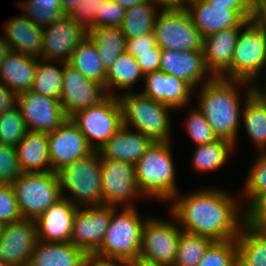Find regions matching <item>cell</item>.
<instances>
[{
	"mask_svg": "<svg viewBox=\"0 0 266 266\" xmlns=\"http://www.w3.org/2000/svg\"><path fill=\"white\" fill-rule=\"evenodd\" d=\"M177 193L170 201V214L182 231L206 236L214 241L235 239L245 223V210L227 191L206 188ZM242 213H241V212Z\"/></svg>",
	"mask_w": 266,
	"mask_h": 266,
	"instance_id": "6da1fadb",
	"label": "cell"
},
{
	"mask_svg": "<svg viewBox=\"0 0 266 266\" xmlns=\"http://www.w3.org/2000/svg\"><path fill=\"white\" fill-rule=\"evenodd\" d=\"M250 84L244 80L213 77L201 85L196 94L198 109L203 113L218 139L237 143L241 116V99L238 84ZM241 106V107H240Z\"/></svg>",
	"mask_w": 266,
	"mask_h": 266,
	"instance_id": "7a4b0ae2",
	"label": "cell"
},
{
	"mask_svg": "<svg viewBox=\"0 0 266 266\" xmlns=\"http://www.w3.org/2000/svg\"><path fill=\"white\" fill-rule=\"evenodd\" d=\"M170 142H153L135 164L136 181L143 195L169 202L177 193Z\"/></svg>",
	"mask_w": 266,
	"mask_h": 266,
	"instance_id": "3957f363",
	"label": "cell"
},
{
	"mask_svg": "<svg viewBox=\"0 0 266 266\" xmlns=\"http://www.w3.org/2000/svg\"><path fill=\"white\" fill-rule=\"evenodd\" d=\"M121 108L122 125L131 129L130 125L153 142H170L171 106L146 97L139 93L125 92L117 95Z\"/></svg>",
	"mask_w": 266,
	"mask_h": 266,
	"instance_id": "277c9868",
	"label": "cell"
},
{
	"mask_svg": "<svg viewBox=\"0 0 266 266\" xmlns=\"http://www.w3.org/2000/svg\"><path fill=\"white\" fill-rule=\"evenodd\" d=\"M61 197L76 207L102 205L101 156L93 151L88 156L73 161L56 171ZM69 191L67 198L64 191Z\"/></svg>",
	"mask_w": 266,
	"mask_h": 266,
	"instance_id": "5b68a950",
	"label": "cell"
},
{
	"mask_svg": "<svg viewBox=\"0 0 266 266\" xmlns=\"http://www.w3.org/2000/svg\"><path fill=\"white\" fill-rule=\"evenodd\" d=\"M137 208L123 207L112 213L102 245L96 254L119 260L126 265L139 259L142 229L146 220L139 217Z\"/></svg>",
	"mask_w": 266,
	"mask_h": 266,
	"instance_id": "8992f818",
	"label": "cell"
},
{
	"mask_svg": "<svg viewBox=\"0 0 266 266\" xmlns=\"http://www.w3.org/2000/svg\"><path fill=\"white\" fill-rule=\"evenodd\" d=\"M18 209L24 219L37 218L51 205L60 200V186L57 173H22L12 183Z\"/></svg>",
	"mask_w": 266,
	"mask_h": 266,
	"instance_id": "52a82bcc",
	"label": "cell"
},
{
	"mask_svg": "<svg viewBox=\"0 0 266 266\" xmlns=\"http://www.w3.org/2000/svg\"><path fill=\"white\" fill-rule=\"evenodd\" d=\"M70 119L94 151H98L122 126L120 104L117 96L113 95H108L100 103L75 113Z\"/></svg>",
	"mask_w": 266,
	"mask_h": 266,
	"instance_id": "ba28073f",
	"label": "cell"
},
{
	"mask_svg": "<svg viewBox=\"0 0 266 266\" xmlns=\"http://www.w3.org/2000/svg\"><path fill=\"white\" fill-rule=\"evenodd\" d=\"M265 66L266 33L249 20L240 29L237 38L232 60V79L256 85L255 82Z\"/></svg>",
	"mask_w": 266,
	"mask_h": 266,
	"instance_id": "9c48e42d",
	"label": "cell"
},
{
	"mask_svg": "<svg viewBox=\"0 0 266 266\" xmlns=\"http://www.w3.org/2000/svg\"><path fill=\"white\" fill-rule=\"evenodd\" d=\"M153 31L161 49L203 50V37L185 8L159 10Z\"/></svg>",
	"mask_w": 266,
	"mask_h": 266,
	"instance_id": "30bf717a",
	"label": "cell"
},
{
	"mask_svg": "<svg viewBox=\"0 0 266 266\" xmlns=\"http://www.w3.org/2000/svg\"><path fill=\"white\" fill-rule=\"evenodd\" d=\"M171 216L173 222L153 217L146 219L138 260L155 265L174 266L182 230L174 216Z\"/></svg>",
	"mask_w": 266,
	"mask_h": 266,
	"instance_id": "8fae6325",
	"label": "cell"
},
{
	"mask_svg": "<svg viewBox=\"0 0 266 266\" xmlns=\"http://www.w3.org/2000/svg\"><path fill=\"white\" fill-rule=\"evenodd\" d=\"M102 203L117 207H134L132 200L144 195L138 188L135 165L101 158ZM133 198V199H132Z\"/></svg>",
	"mask_w": 266,
	"mask_h": 266,
	"instance_id": "7c38bea8",
	"label": "cell"
},
{
	"mask_svg": "<svg viewBox=\"0 0 266 266\" xmlns=\"http://www.w3.org/2000/svg\"><path fill=\"white\" fill-rule=\"evenodd\" d=\"M16 105L28 131L50 133L68 119L60 100L32 90L17 95Z\"/></svg>",
	"mask_w": 266,
	"mask_h": 266,
	"instance_id": "4fadbf2b",
	"label": "cell"
},
{
	"mask_svg": "<svg viewBox=\"0 0 266 266\" xmlns=\"http://www.w3.org/2000/svg\"><path fill=\"white\" fill-rule=\"evenodd\" d=\"M61 64L63 84L60 102L68 118L100 103L108 96L102 84L86 78L68 62H61Z\"/></svg>",
	"mask_w": 266,
	"mask_h": 266,
	"instance_id": "5bb4252c",
	"label": "cell"
},
{
	"mask_svg": "<svg viewBox=\"0 0 266 266\" xmlns=\"http://www.w3.org/2000/svg\"><path fill=\"white\" fill-rule=\"evenodd\" d=\"M116 208L106 204L78 207L69 242L86 253H95L102 245L112 213Z\"/></svg>",
	"mask_w": 266,
	"mask_h": 266,
	"instance_id": "9a60e30c",
	"label": "cell"
},
{
	"mask_svg": "<svg viewBox=\"0 0 266 266\" xmlns=\"http://www.w3.org/2000/svg\"><path fill=\"white\" fill-rule=\"evenodd\" d=\"M88 32L68 15L43 28L41 58L58 63L69 62L72 52L86 39Z\"/></svg>",
	"mask_w": 266,
	"mask_h": 266,
	"instance_id": "2e32d148",
	"label": "cell"
},
{
	"mask_svg": "<svg viewBox=\"0 0 266 266\" xmlns=\"http://www.w3.org/2000/svg\"><path fill=\"white\" fill-rule=\"evenodd\" d=\"M37 242L35 220L22 218L8 223L0 237V260L10 266H28Z\"/></svg>",
	"mask_w": 266,
	"mask_h": 266,
	"instance_id": "e0dca14e",
	"label": "cell"
},
{
	"mask_svg": "<svg viewBox=\"0 0 266 266\" xmlns=\"http://www.w3.org/2000/svg\"><path fill=\"white\" fill-rule=\"evenodd\" d=\"M47 137L49 159L54 172L94 151L70 118L53 132L47 133Z\"/></svg>",
	"mask_w": 266,
	"mask_h": 266,
	"instance_id": "ac0fdd59",
	"label": "cell"
},
{
	"mask_svg": "<svg viewBox=\"0 0 266 266\" xmlns=\"http://www.w3.org/2000/svg\"><path fill=\"white\" fill-rule=\"evenodd\" d=\"M159 70L183 79L194 89L213 78L206 67L203 50L180 52L162 49Z\"/></svg>",
	"mask_w": 266,
	"mask_h": 266,
	"instance_id": "d6986e66",
	"label": "cell"
},
{
	"mask_svg": "<svg viewBox=\"0 0 266 266\" xmlns=\"http://www.w3.org/2000/svg\"><path fill=\"white\" fill-rule=\"evenodd\" d=\"M144 80V91H140L142 95L171 106L175 110L191 103L196 90L183 79L160 70L145 74Z\"/></svg>",
	"mask_w": 266,
	"mask_h": 266,
	"instance_id": "ffe728a7",
	"label": "cell"
},
{
	"mask_svg": "<svg viewBox=\"0 0 266 266\" xmlns=\"http://www.w3.org/2000/svg\"><path fill=\"white\" fill-rule=\"evenodd\" d=\"M184 8L203 38L226 28L244 27L249 21L234 9L212 6L204 0H190Z\"/></svg>",
	"mask_w": 266,
	"mask_h": 266,
	"instance_id": "44dd1931",
	"label": "cell"
},
{
	"mask_svg": "<svg viewBox=\"0 0 266 266\" xmlns=\"http://www.w3.org/2000/svg\"><path fill=\"white\" fill-rule=\"evenodd\" d=\"M241 28H226L203 38L205 64L213 77L232 79L233 53Z\"/></svg>",
	"mask_w": 266,
	"mask_h": 266,
	"instance_id": "7402d4cb",
	"label": "cell"
},
{
	"mask_svg": "<svg viewBox=\"0 0 266 266\" xmlns=\"http://www.w3.org/2000/svg\"><path fill=\"white\" fill-rule=\"evenodd\" d=\"M77 208L63 197L51 205L36 220L38 240L68 243L71 239Z\"/></svg>",
	"mask_w": 266,
	"mask_h": 266,
	"instance_id": "603a6c76",
	"label": "cell"
},
{
	"mask_svg": "<svg viewBox=\"0 0 266 266\" xmlns=\"http://www.w3.org/2000/svg\"><path fill=\"white\" fill-rule=\"evenodd\" d=\"M153 141L141 132H132L121 126L98 150L101 158L136 164L151 146Z\"/></svg>",
	"mask_w": 266,
	"mask_h": 266,
	"instance_id": "cb8c5ba5",
	"label": "cell"
},
{
	"mask_svg": "<svg viewBox=\"0 0 266 266\" xmlns=\"http://www.w3.org/2000/svg\"><path fill=\"white\" fill-rule=\"evenodd\" d=\"M5 36L11 51L40 58L43 47V28L35 25L24 14L14 16L4 24Z\"/></svg>",
	"mask_w": 266,
	"mask_h": 266,
	"instance_id": "d4e9b609",
	"label": "cell"
},
{
	"mask_svg": "<svg viewBox=\"0 0 266 266\" xmlns=\"http://www.w3.org/2000/svg\"><path fill=\"white\" fill-rule=\"evenodd\" d=\"M38 59L11 51L0 65V82L16 96L31 90Z\"/></svg>",
	"mask_w": 266,
	"mask_h": 266,
	"instance_id": "484cf974",
	"label": "cell"
},
{
	"mask_svg": "<svg viewBox=\"0 0 266 266\" xmlns=\"http://www.w3.org/2000/svg\"><path fill=\"white\" fill-rule=\"evenodd\" d=\"M15 149L23 173L52 171L47 133L28 131Z\"/></svg>",
	"mask_w": 266,
	"mask_h": 266,
	"instance_id": "4316f807",
	"label": "cell"
},
{
	"mask_svg": "<svg viewBox=\"0 0 266 266\" xmlns=\"http://www.w3.org/2000/svg\"><path fill=\"white\" fill-rule=\"evenodd\" d=\"M247 87L241 114L244 126L257 151H266V99L255 91V85Z\"/></svg>",
	"mask_w": 266,
	"mask_h": 266,
	"instance_id": "83f0119b",
	"label": "cell"
},
{
	"mask_svg": "<svg viewBox=\"0 0 266 266\" xmlns=\"http://www.w3.org/2000/svg\"><path fill=\"white\" fill-rule=\"evenodd\" d=\"M86 252L68 243H36L28 266H82Z\"/></svg>",
	"mask_w": 266,
	"mask_h": 266,
	"instance_id": "f1b7e54d",
	"label": "cell"
},
{
	"mask_svg": "<svg viewBox=\"0 0 266 266\" xmlns=\"http://www.w3.org/2000/svg\"><path fill=\"white\" fill-rule=\"evenodd\" d=\"M235 240L237 266H266V230L244 223Z\"/></svg>",
	"mask_w": 266,
	"mask_h": 266,
	"instance_id": "f546056e",
	"label": "cell"
},
{
	"mask_svg": "<svg viewBox=\"0 0 266 266\" xmlns=\"http://www.w3.org/2000/svg\"><path fill=\"white\" fill-rule=\"evenodd\" d=\"M140 78H144V74L141 72L136 58L124 52L107 69L105 90L107 94L111 96H117L114 91L115 88L131 92L130 88H133V85H135Z\"/></svg>",
	"mask_w": 266,
	"mask_h": 266,
	"instance_id": "4dcf8cb0",
	"label": "cell"
},
{
	"mask_svg": "<svg viewBox=\"0 0 266 266\" xmlns=\"http://www.w3.org/2000/svg\"><path fill=\"white\" fill-rule=\"evenodd\" d=\"M88 37L95 44L106 71L126 52V38L119 27H93L88 31Z\"/></svg>",
	"mask_w": 266,
	"mask_h": 266,
	"instance_id": "1f68e13d",
	"label": "cell"
},
{
	"mask_svg": "<svg viewBox=\"0 0 266 266\" xmlns=\"http://www.w3.org/2000/svg\"><path fill=\"white\" fill-rule=\"evenodd\" d=\"M158 10L160 8L150 0L125 9V17L120 28L126 40L153 32Z\"/></svg>",
	"mask_w": 266,
	"mask_h": 266,
	"instance_id": "d6a6232c",
	"label": "cell"
},
{
	"mask_svg": "<svg viewBox=\"0 0 266 266\" xmlns=\"http://www.w3.org/2000/svg\"><path fill=\"white\" fill-rule=\"evenodd\" d=\"M235 144L225 139L197 145L193 152L192 165L197 172L217 171L226 164Z\"/></svg>",
	"mask_w": 266,
	"mask_h": 266,
	"instance_id": "836d02e7",
	"label": "cell"
},
{
	"mask_svg": "<svg viewBox=\"0 0 266 266\" xmlns=\"http://www.w3.org/2000/svg\"><path fill=\"white\" fill-rule=\"evenodd\" d=\"M86 78L105 87L106 70L99 59L95 44L87 36L72 52L68 62Z\"/></svg>",
	"mask_w": 266,
	"mask_h": 266,
	"instance_id": "e575fe53",
	"label": "cell"
},
{
	"mask_svg": "<svg viewBox=\"0 0 266 266\" xmlns=\"http://www.w3.org/2000/svg\"><path fill=\"white\" fill-rule=\"evenodd\" d=\"M63 68L49 60L39 59L31 90L45 97L61 99Z\"/></svg>",
	"mask_w": 266,
	"mask_h": 266,
	"instance_id": "d590c367",
	"label": "cell"
},
{
	"mask_svg": "<svg viewBox=\"0 0 266 266\" xmlns=\"http://www.w3.org/2000/svg\"><path fill=\"white\" fill-rule=\"evenodd\" d=\"M213 239L182 231L174 266H198Z\"/></svg>",
	"mask_w": 266,
	"mask_h": 266,
	"instance_id": "8d00e7d4",
	"label": "cell"
},
{
	"mask_svg": "<svg viewBox=\"0 0 266 266\" xmlns=\"http://www.w3.org/2000/svg\"><path fill=\"white\" fill-rule=\"evenodd\" d=\"M17 4L29 20L42 28L65 15L61 9V0H26Z\"/></svg>",
	"mask_w": 266,
	"mask_h": 266,
	"instance_id": "74e56055",
	"label": "cell"
},
{
	"mask_svg": "<svg viewBox=\"0 0 266 266\" xmlns=\"http://www.w3.org/2000/svg\"><path fill=\"white\" fill-rule=\"evenodd\" d=\"M27 132L25 121L16 104L0 114L1 144L16 147Z\"/></svg>",
	"mask_w": 266,
	"mask_h": 266,
	"instance_id": "f35d334b",
	"label": "cell"
},
{
	"mask_svg": "<svg viewBox=\"0 0 266 266\" xmlns=\"http://www.w3.org/2000/svg\"><path fill=\"white\" fill-rule=\"evenodd\" d=\"M258 158L253 162L244 189L239 197H243L245 208L248 207L259 195L266 192V151H260ZM249 201V202H248Z\"/></svg>",
	"mask_w": 266,
	"mask_h": 266,
	"instance_id": "ab89813d",
	"label": "cell"
},
{
	"mask_svg": "<svg viewBox=\"0 0 266 266\" xmlns=\"http://www.w3.org/2000/svg\"><path fill=\"white\" fill-rule=\"evenodd\" d=\"M198 266H237L236 240L214 241Z\"/></svg>",
	"mask_w": 266,
	"mask_h": 266,
	"instance_id": "60d3db41",
	"label": "cell"
},
{
	"mask_svg": "<svg viewBox=\"0 0 266 266\" xmlns=\"http://www.w3.org/2000/svg\"><path fill=\"white\" fill-rule=\"evenodd\" d=\"M186 118V130L192 142L196 145H202L218 140L212 128L207 122L203 113L198 109L193 108Z\"/></svg>",
	"mask_w": 266,
	"mask_h": 266,
	"instance_id": "b9f144b4",
	"label": "cell"
},
{
	"mask_svg": "<svg viewBox=\"0 0 266 266\" xmlns=\"http://www.w3.org/2000/svg\"><path fill=\"white\" fill-rule=\"evenodd\" d=\"M22 173L15 147L0 143V183L12 184Z\"/></svg>",
	"mask_w": 266,
	"mask_h": 266,
	"instance_id": "7bdbcfd3",
	"label": "cell"
},
{
	"mask_svg": "<svg viewBox=\"0 0 266 266\" xmlns=\"http://www.w3.org/2000/svg\"><path fill=\"white\" fill-rule=\"evenodd\" d=\"M21 219L12 184L0 183V222L6 225Z\"/></svg>",
	"mask_w": 266,
	"mask_h": 266,
	"instance_id": "ee69618b",
	"label": "cell"
},
{
	"mask_svg": "<svg viewBox=\"0 0 266 266\" xmlns=\"http://www.w3.org/2000/svg\"><path fill=\"white\" fill-rule=\"evenodd\" d=\"M125 17V9L107 0L100 4L99 9L95 13V27H121Z\"/></svg>",
	"mask_w": 266,
	"mask_h": 266,
	"instance_id": "f6af8a7d",
	"label": "cell"
},
{
	"mask_svg": "<svg viewBox=\"0 0 266 266\" xmlns=\"http://www.w3.org/2000/svg\"><path fill=\"white\" fill-rule=\"evenodd\" d=\"M107 0H86L77 8H74L68 15L76 24L80 25L87 32L95 27V13L100 4Z\"/></svg>",
	"mask_w": 266,
	"mask_h": 266,
	"instance_id": "bcb514c9",
	"label": "cell"
},
{
	"mask_svg": "<svg viewBox=\"0 0 266 266\" xmlns=\"http://www.w3.org/2000/svg\"><path fill=\"white\" fill-rule=\"evenodd\" d=\"M245 223L258 229L266 230V192L259 195L245 209Z\"/></svg>",
	"mask_w": 266,
	"mask_h": 266,
	"instance_id": "7dc6e473",
	"label": "cell"
},
{
	"mask_svg": "<svg viewBox=\"0 0 266 266\" xmlns=\"http://www.w3.org/2000/svg\"><path fill=\"white\" fill-rule=\"evenodd\" d=\"M154 46H158L154 31L126 40V52L134 57L137 52L154 51Z\"/></svg>",
	"mask_w": 266,
	"mask_h": 266,
	"instance_id": "c3c4849f",
	"label": "cell"
},
{
	"mask_svg": "<svg viewBox=\"0 0 266 266\" xmlns=\"http://www.w3.org/2000/svg\"><path fill=\"white\" fill-rule=\"evenodd\" d=\"M162 49L154 46V51L137 52L136 61L141 72L145 75L150 72L159 71Z\"/></svg>",
	"mask_w": 266,
	"mask_h": 266,
	"instance_id": "681fc988",
	"label": "cell"
},
{
	"mask_svg": "<svg viewBox=\"0 0 266 266\" xmlns=\"http://www.w3.org/2000/svg\"><path fill=\"white\" fill-rule=\"evenodd\" d=\"M212 6H226V8L236 10L245 20H252L253 1L252 0H204Z\"/></svg>",
	"mask_w": 266,
	"mask_h": 266,
	"instance_id": "f907efd6",
	"label": "cell"
},
{
	"mask_svg": "<svg viewBox=\"0 0 266 266\" xmlns=\"http://www.w3.org/2000/svg\"><path fill=\"white\" fill-rule=\"evenodd\" d=\"M82 266H127L125 263L100 256L96 253H86L83 258Z\"/></svg>",
	"mask_w": 266,
	"mask_h": 266,
	"instance_id": "816d5d0a",
	"label": "cell"
},
{
	"mask_svg": "<svg viewBox=\"0 0 266 266\" xmlns=\"http://www.w3.org/2000/svg\"><path fill=\"white\" fill-rule=\"evenodd\" d=\"M252 21L266 33V0L253 2Z\"/></svg>",
	"mask_w": 266,
	"mask_h": 266,
	"instance_id": "f5cc1de1",
	"label": "cell"
},
{
	"mask_svg": "<svg viewBox=\"0 0 266 266\" xmlns=\"http://www.w3.org/2000/svg\"><path fill=\"white\" fill-rule=\"evenodd\" d=\"M16 104V95L0 82V114Z\"/></svg>",
	"mask_w": 266,
	"mask_h": 266,
	"instance_id": "db71d44e",
	"label": "cell"
},
{
	"mask_svg": "<svg viewBox=\"0 0 266 266\" xmlns=\"http://www.w3.org/2000/svg\"><path fill=\"white\" fill-rule=\"evenodd\" d=\"M160 9H181L184 8L186 2L184 0H150Z\"/></svg>",
	"mask_w": 266,
	"mask_h": 266,
	"instance_id": "11a10c76",
	"label": "cell"
},
{
	"mask_svg": "<svg viewBox=\"0 0 266 266\" xmlns=\"http://www.w3.org/2000/svg\"><path fill=\"white\" fill-rule=\"evenodd\" d=\"M86 0H61V9L65 15H69L70 12L77 8L82 2Z\"/></svg>",
	"mask_w": 266,
	"mask_h": 266,
	"instance_id": "9f6ffc18",
	"label": "cell"
},
{
	"mask_svg": "<svg viewBox=\"0 0 266 266\" xmlns=\"http://www.w3.org/2000/svg\"><path fill=\"white\" fill-rule=\"evenodd\" d=\"M10 52H11V48L9 44L7 43L6 39L0 36V65Z\"/></svg>",
	"mask_w": 266,
	"mask_h": 266,
	"instance_id": "6f0895ef",
	"label": "cell"
},
{
	"mask_svg": "<svg viewBox=\"0 0 266 266\" xmlns=\"http://www.w3.org/2000/svg\"><path fill=\"white\" fill-rule=\"evenodd\" d=\"M114 3H117L119 6H122L124 9H130L131 7L138 5L145 0H111Z\"/></svg>",
	"mask_w": 266,
	"mask_h": 266,
	"instance_id": "680465c9",
	"label": "cell"
},
{
	"mask_svg": "<svg viewBox=\"0 0 266 266\" xmlns=\"http://www.w3.org/2000/svg\"><path fill=\"white\" fill-rule=\"evenodd\" d=\"M127 266H164V265H155V264L143 262L141 260H137V261L129 263Z\"/></svg>",
	"mask_w": 266,
	"mask_h": 266,
	"instance_id": "91938a15",
	"label": "cell"
},
{
	"mask_svg": "<svg viewBox=\"0 0 266 266\" xmlns=\"http://www.w3.org/2000/svg\"><path fill=\"white\" fill-rule=\"evenodd\" d=\"M266 75V74H265ZM266 77V76H265ZM266 79V78H265ZM266 81V80H265ZM258 84L255 85V91L264 99H266V87H265V90L260 89V85L259 87L257 86ZM266 86V85H265Z\"/></svg>",
	"mask_w": 266,
	"mask_h": 266,
	"instance_id": "94428289",
	"label": "cell"
},
{
	"mask_svg": "<svg viewBox=\"0 0 266 266\" xmlns=\"http://www.w3.org/2000/svg\"><path fill=\"white\" fill-rule=\"evenodd\" d=\"M4 227H5V224L0 222V237L3 234Z\"/></svg>",
	"mask_w": 266,
	"mask_h": 266,
	"instance_id": "6125c7cd",
	"label": "cell"
},
{
	"mask_svg": "<svg viewBox=\"0 0 266 266\" xmlns=\"http://www.w3.org/2000/svg\"><path fill=\"white\" fill-rule=\"evenodd\" d=\"M0 266H10V265L0 260Z\"/></svg>",
	"mask_w": 266,
	"mask_h": 266,
	"instance_id": "be15d7a7",
	"label": "cell"
}]
</instances>
